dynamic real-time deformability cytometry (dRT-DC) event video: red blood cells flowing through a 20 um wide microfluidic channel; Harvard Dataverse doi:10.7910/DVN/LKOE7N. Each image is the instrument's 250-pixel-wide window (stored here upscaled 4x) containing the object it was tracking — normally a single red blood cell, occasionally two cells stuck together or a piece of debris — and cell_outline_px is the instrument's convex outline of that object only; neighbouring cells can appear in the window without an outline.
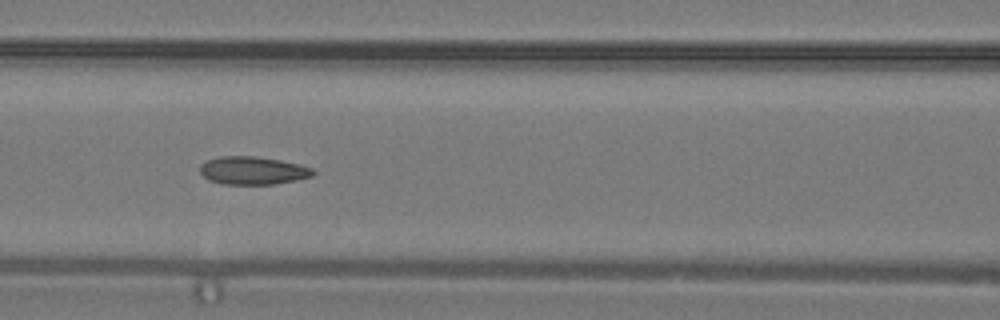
{"species": "common noctule bat (a hibernating species)", "species_latin": "Nyctalus noctula", "temperature_condition": "warm", "stored_images_in_passage": 27, "camera_frame_rate_fps": 3000, "um_per_image_px": 0.085, "animal": {"sex": "male", "body_mass_g": 19.2, "forearm_length_mm": 51.8}, "frame": {"image": 1, "passage_image": 13, "time_ms": 4.0, "image_size_px": [1000, 320], "cell_outline_px": [[316, 172], [312, 176], [296, 180], [276, 184], [224, 184], [208, 180], [200, 172], [200, 164], [208, 160], [220, 156], [256, 156], [280, 160], [300, 164], [312, 168]], "centroid_in_image_um": [21.5, 14.49], "position_along_channel_um": 145.1, "area_um2": 18.5}}
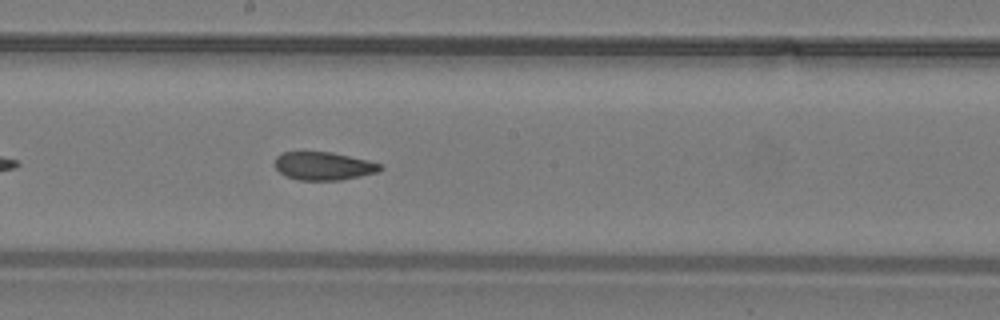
{"frame": {"image": 2, "passage_image": 17, "time_ms": 5.333, "image_size_px": [1000, 320], "cell_outline_px": [[384, 168], [376, 172], [360, 176], [340, 180], [300, 180], [288, 176], [280, 172], [276, 168], [276, 156], [284, 152], [332, 152], [368, 160], [380, 164]], "centroid_in_image_um": [27.52, 14.1], "position_along_channel_um": 220.7, "area_um2": 17.05}}
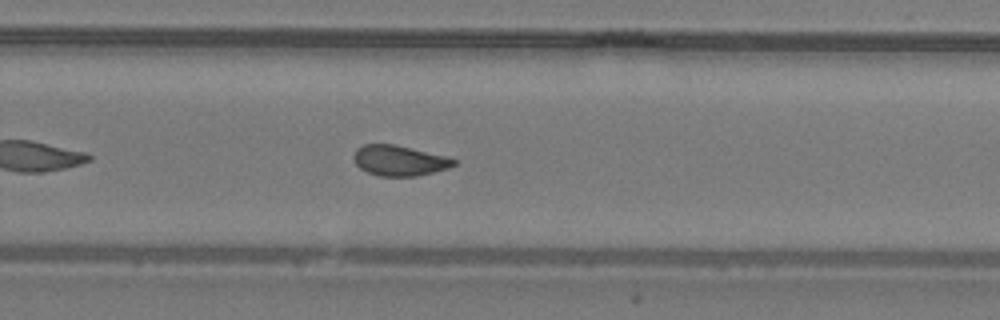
{"frame": {"image": 3, "passage_image": 21, "time_ms": 6.667, "image_size_px": [1000, 320], "cell_outline_px": [[456, 164], [448, 168], [416, 176], [380, 176], [368, 172], [360, 168], [356, 164], [352, 156], [356, 148], [364, 144], [396, 144], [448, 156], [456, 160]], "centroid_in_image_um": [33.94, 13.63], "position_along_channel_um": 295.9, "area_um2": 17.86}}